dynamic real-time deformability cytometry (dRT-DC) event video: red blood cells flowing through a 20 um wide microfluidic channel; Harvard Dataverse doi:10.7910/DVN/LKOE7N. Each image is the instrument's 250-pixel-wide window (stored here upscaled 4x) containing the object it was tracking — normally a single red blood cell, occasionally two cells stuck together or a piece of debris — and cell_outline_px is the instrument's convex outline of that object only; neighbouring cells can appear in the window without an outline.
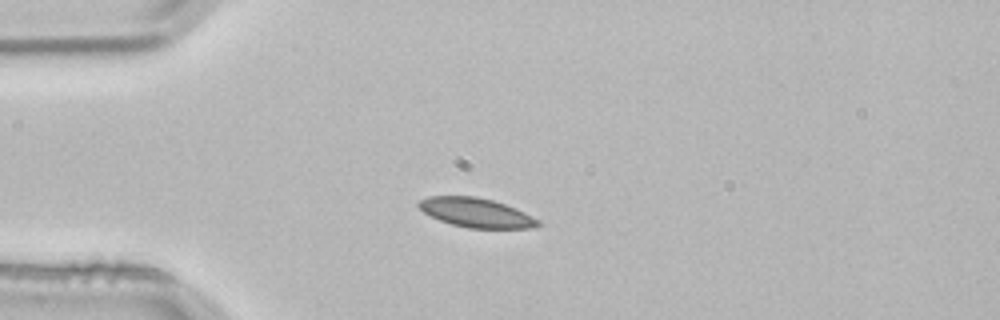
{"species": "common noctule bat (a hibernating species)", "species_latin": "Nyctalus noctula", "temperature_condition": "room temperature", "stored_images_in_passage": 3, "camera_frame_rate_fps": 3000, "um_per_image_px": 0.085, "animal": {"sex": "male", "body_mass_g": 21.5, "forearm_length_mm": 52.0}, "frame": {"image": 1, "passage_image": 2, "time_ms": 0.333, "image_size_px": [1000, 320], "cell_outline_px": [[540, 224], [536, 228], [468, 228], [452, 224], [440, 220], [424, 212], [416, 204], [420, 200], [428, 196], [476, 196], [492, 200], [516, 208], [540, 220]], "centroid_in_image_um": [40.49, 18.07], "position_along_channel_um": 44.5, "area_um2": 20.29}}
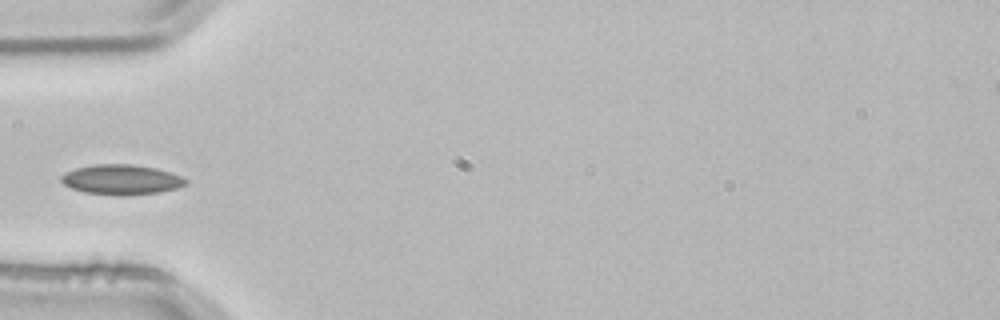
{"frame": {"image": 2, "passage_image": 3, "time_ms": 0.667, "image_size_px": [1000, 320], "cell_outline_px": [[188, 184], [176, 188], [160, 192], [124, 196], [120, 196], [84, 192], [72, 188], [64, 184], [60, 180], [60, 176], [64, 172], [76, 168], [96, 164], [132, 164], [156, 168], [180, 176], [188, 180]], "centroid_in_image_um": [10.31, 15.27], "position_along_channel_um": 74.7, "area_um2": 21.85}}